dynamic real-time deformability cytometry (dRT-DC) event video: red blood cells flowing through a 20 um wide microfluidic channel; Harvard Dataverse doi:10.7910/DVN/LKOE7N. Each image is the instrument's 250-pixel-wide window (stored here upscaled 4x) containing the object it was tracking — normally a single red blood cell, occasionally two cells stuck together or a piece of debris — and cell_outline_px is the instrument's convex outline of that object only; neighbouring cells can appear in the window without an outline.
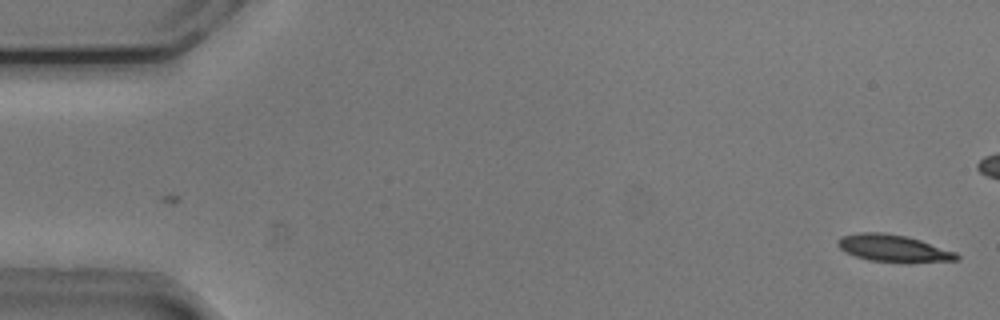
{"species": "common noctule bat (a hibernating species)", "species_latin": "Nyctalus noctula", "temperature_condition": "cold", "stored_images_in_passage": 43, "camera_frame_rate_fps": 3000, "um_per_image_px": 0.085, "animal": {"sex": "male", "body_mass_g": 20.5, "forearm_length_mm": 52.5}, "frame": {"image": 1, "passage_image": 1, "time_ms": 0.0, "image_size_px": [1000, 320], "cell_outline_px": [[960, 260], [908, 264], [868, 260], [844, 252], [836, 244], [836, 240], [840, 236], [860, 232], [884, 232], [904, 236], [920, 240], [956, 252], [960, 256]], "centroid_in_image_um": [75.95, 21.13], "position_along_channel_um": 9.1, "area_um2": 19.31}}
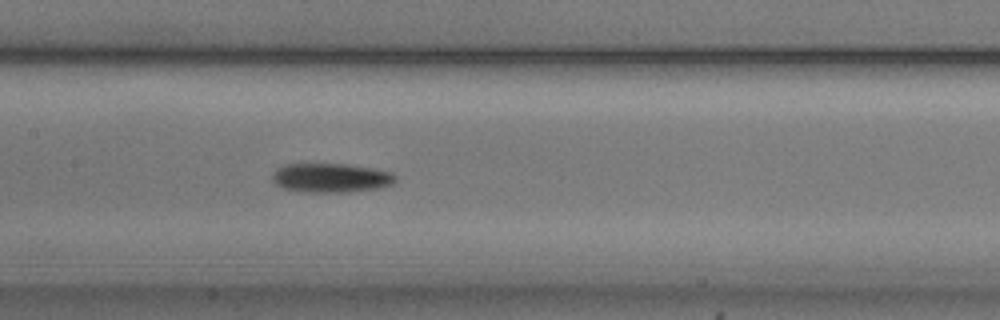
{"frame": {"image": 2, "passage_image": 25, "time_ms": 8.0, "image_size_px": [1000, 320], "cell_outline_px": [[396, 180], [392, 184], [380, 188], [348, 192], [308, 192], [284, 188], [276, 184], [272, 180], [272, 176], [276, 168], [284, 164], [344, 164], [376, 168], [392, 172], [396, 176]], "centroid_in_image_um": [28.16, 15.11], "position_along_channel_um": 179.2, "area_um2": 21.04}}
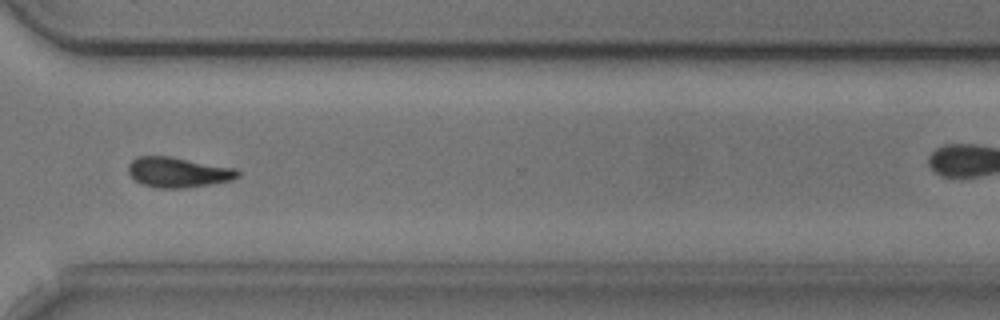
{"frame": {"image": 3, "passage_image": 39, "time_ms": 12.667, "image_size_px": [1000, 320], "cell_outline_px": [[240, 176], [232, 180], [184, 188], [156, 188], [140, 184], [128, 172], [128, 164], [136, 156], [168, 156], [236, 168], [240, 172]], "centroid_in_image_um": [15.12, 14.64], "position_along_channel_um": 355.5, "area_um2": 19.25}}